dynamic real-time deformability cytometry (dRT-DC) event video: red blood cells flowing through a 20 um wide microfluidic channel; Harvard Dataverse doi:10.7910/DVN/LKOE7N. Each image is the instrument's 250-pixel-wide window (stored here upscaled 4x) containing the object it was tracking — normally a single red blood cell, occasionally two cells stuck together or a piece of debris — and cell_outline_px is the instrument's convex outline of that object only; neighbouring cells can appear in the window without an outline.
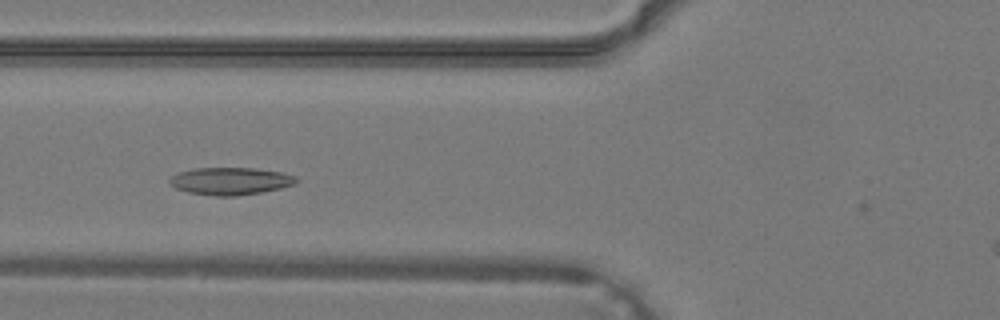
{"species": "common noctule bat (a hibernating species)", "species_latin": "Nyctalus noctula", "temperature_condition": "warm", "stored_images_in_passage": 32, "camera_frame_rate_fps": 3000, "um_per_image_px": 0.085, "animal": {"sex": "male", "body_mass_g": 19.2, "forearm_length_mm": 51.8}, "frame": {"image": 1, "passage_image": 12, "time_ms": 3.667, "image_size_px": [1000, 320], "cell_outline_px": [[300, 180], [296, 184], [280, 188], [260, 192], [236, 196], [216, 196], [188, 192], [176, 188], [168, 184], [168, 180], [172, 176], [180, 172], [192, 168], [252, 168], [280, 172], [296, 176]], "centroid_in_image_um": [19.58, 15.39], "position_along_channel_um": 106.2, "area_um2": 20.23}}
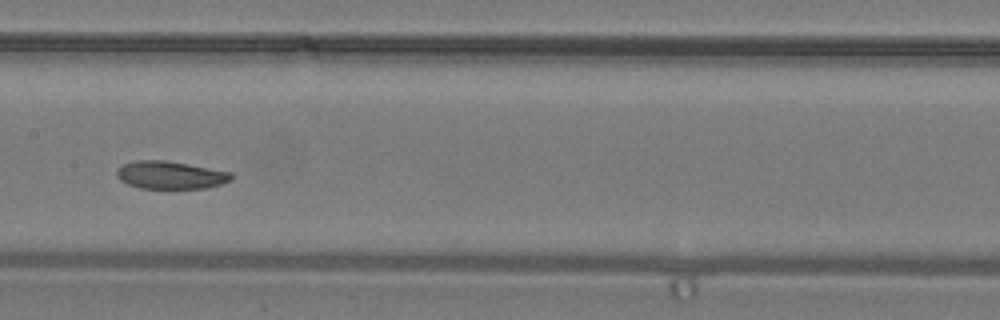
{"frame": {"image": 2, "passage_image": 17, "time_ms": 5.333, "image_size_px": [1000, 320], "cell_outline_px": [[232, 180], [220, 184], [204, 188], [140, 188], [128, 184], [120, 180], [116, 176], [116, 168], [124, 164], [136, 160], [164, 160], [188, 164], [232, 172]], "centroid_in_image_um": [14.46, 14.87], "position_along_channel_um": 192.9, "area_um2": 18.5}}
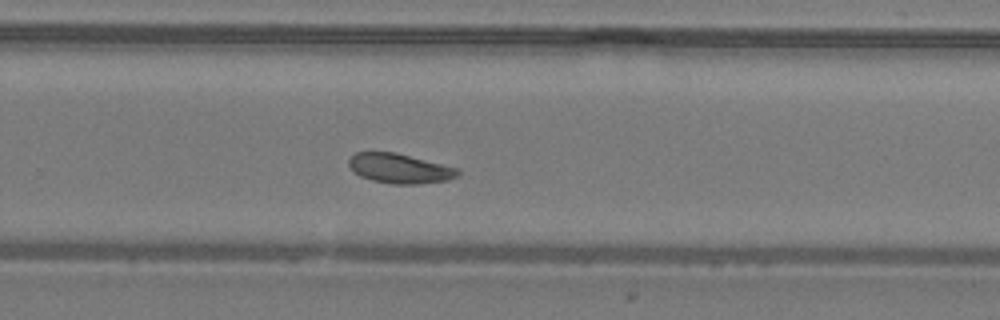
{"frame": {"image": 3, "passage_image": 23, "time_ms": 7.333, "image_size_px": [1000, 320], "cell_outline_px": [[460, 176], [448, 180], [420, 184], [392, 184], [372, 180], [360, 176], [348, 164], [348, 160], [356, 152], [396, 152], [460, 168]], "centroid_in_image_um": [34.04, 14.32], "position_along_channel_um": 295.8, "area_um2": 19.02}}